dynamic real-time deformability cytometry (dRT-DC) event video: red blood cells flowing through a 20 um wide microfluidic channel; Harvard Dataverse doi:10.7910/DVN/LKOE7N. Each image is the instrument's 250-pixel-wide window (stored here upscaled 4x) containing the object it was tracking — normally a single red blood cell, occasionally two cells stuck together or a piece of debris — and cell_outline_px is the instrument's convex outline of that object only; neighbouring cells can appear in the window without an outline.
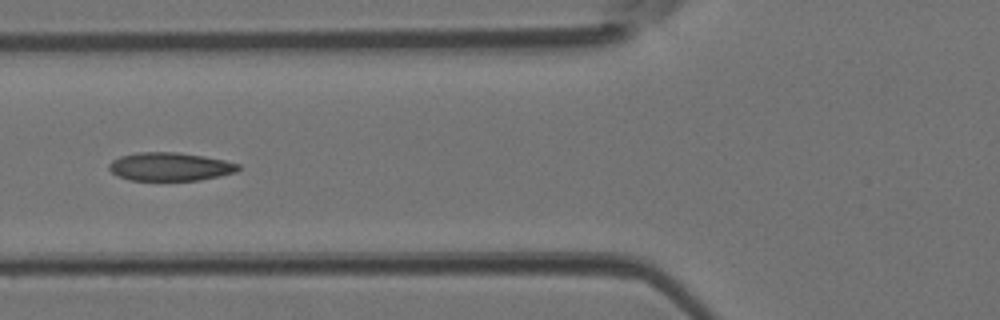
{"species": "Egyptian fruit bat (a non-hibernating species)", "species_latin": "Rousettus aegyptiacus", "temperature_condition": "room temperature", "stored_images_in_passage": 18, "camera_frame_rate_fps": 3000, "um_per_image_px": 0.085, "animal": {"sex": "female"}, "frame": {"image": 1, "passage_image": 16, "time_ms": 5.0, "image_size_px": [1000, 320], "cell_outline_px": [[240, 168], [236, 172], [220, 176], [200, 180], [128, 180], [112, 172], [108, 168], [108, 164], [112, 160], [120, 156], [136, 152], [176, 152], [204, 156], [224, 160], [240, 164]], "centroid_in_image_um": [14.45, 14.16], "position_along_channel_um": 111.3, "area_um2": 21.39}}